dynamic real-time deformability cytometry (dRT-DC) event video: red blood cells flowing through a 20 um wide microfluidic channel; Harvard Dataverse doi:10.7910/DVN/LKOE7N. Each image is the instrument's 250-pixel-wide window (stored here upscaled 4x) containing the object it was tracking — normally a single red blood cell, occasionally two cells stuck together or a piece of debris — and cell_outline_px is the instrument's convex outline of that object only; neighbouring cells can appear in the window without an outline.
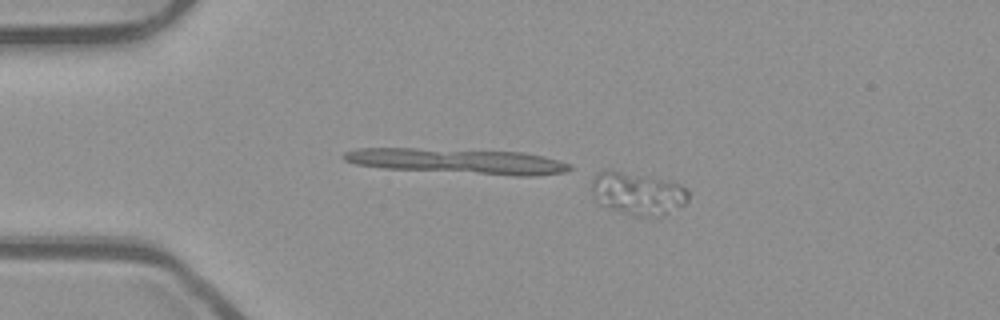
{"species": "common noctule bat (a hibernating species)", "species_latin": "Nyctalus noctula", "temperature_condition": "room temperature", "stored_images_in_passage": 11, "camera_frame_rate_fps": 3000, "um_per_image_px": 0.085, "animal": {"sex": "male", "body_mass_g": 23.1, "forearm_length_mm": 52.7}, "frame": {"image": 1, "passage_image": 11, "time_ms": 3.333, "image_size_px": [1000, 320], "cell_outline_px": [[688, 200], [684, 204], [668, 212], [648, 216], [640, 216], [596, 204], [592, 192], [592, 180], [596, 172], [604, 168], [612, 168], [680, 184], [688, 188]], "centroid_in_image_um": [54.12, 16.39], "position_along_channel_um": 30.9, "area_um2": 23.93}}